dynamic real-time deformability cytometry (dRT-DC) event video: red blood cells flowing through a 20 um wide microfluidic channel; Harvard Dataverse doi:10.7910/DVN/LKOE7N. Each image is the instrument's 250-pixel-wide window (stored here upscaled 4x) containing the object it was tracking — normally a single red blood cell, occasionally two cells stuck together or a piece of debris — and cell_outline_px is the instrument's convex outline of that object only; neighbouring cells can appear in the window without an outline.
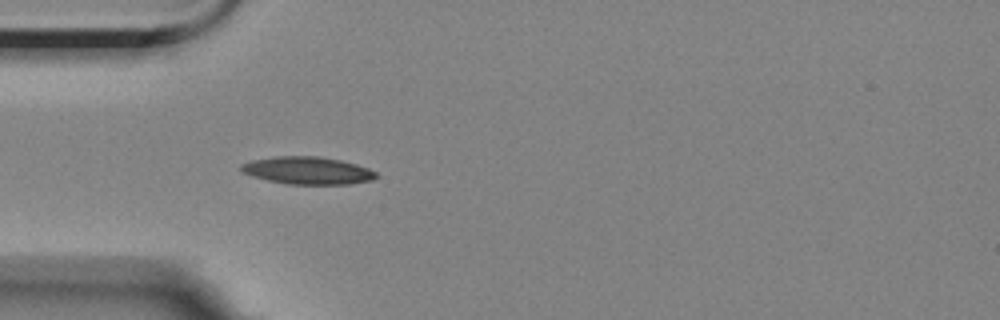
{"species": "Egyptian fruit bat (a non-hibernating species)", "species_latin": "Rousettus aegyptiacus", "temperature_condition": "room temperature", "stored_images_in_passage": 5, "camera_frame_rate_fps": 3000, "um_per_image_px": 0.085, "animal": {"sex": "female"}, "frame": {"image": 1, "passage_image": 5, "time_ms": 4.667, "image_size_px": [1000, 320], "cell_outline_px": [[376, 176], [372, 180], [348, 184], [288, 184], [268, 180], [252, 176], [240, 172], [240, 164], [252, 160], [276, 156], [320, 156], [340, 160], [356, 164], [368, 168], [376, 172]], "centroid_in_image_um": [26.11, 14.49], "position_along_channel_um": 58.9, "area_um2": 21.62}}